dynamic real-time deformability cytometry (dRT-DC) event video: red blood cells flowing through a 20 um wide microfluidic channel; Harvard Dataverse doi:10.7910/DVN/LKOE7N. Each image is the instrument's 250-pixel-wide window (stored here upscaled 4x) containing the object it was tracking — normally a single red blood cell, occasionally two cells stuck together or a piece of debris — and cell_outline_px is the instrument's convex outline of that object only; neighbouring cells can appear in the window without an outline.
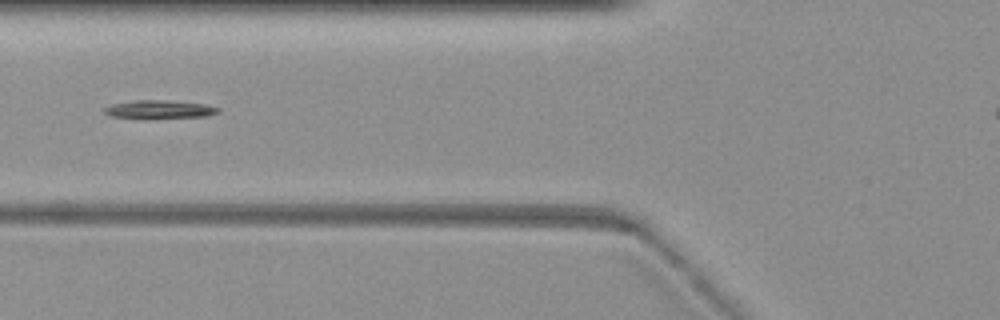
{"species": "common noctule bat (a hibernating species)", "species_latin": "Nyctalus noctula", "temperature_condition": "warm", "stored_images_in_passage": 29, "camera_frame_rate_fps": 3000, "um_per_image_px": 0.085, "animal": {"sex": "female", "body_mass_g": 19.3, "forearm_length_mm": 54.1}, "frame": {"image": 1, "passage_image": 2, "time_ms": 0.333, "image_size_px": [1000, 320], "cell_outline_px": [[220, 112], [208, 116], [148, 120], [144, 120], [112, 116], [104, 112], [104, 108], [116, 104], [136, 100], [160, 100], [204, 104], [220, 108]], "centroid_in_image_um": [13.59, 9.34], "position_along_channel_um": 112.2, "area_um2": 12.43}}
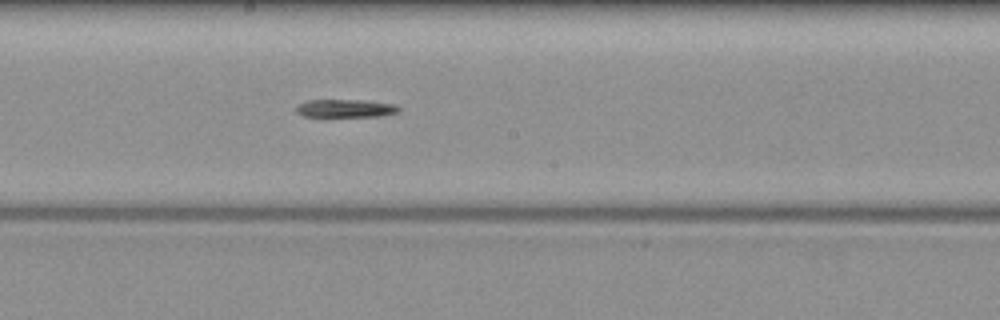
{"frame": {"image": 2, "passage_image": 13, "time_ms": 4.0, "image_size_px": [1000, 320], "cell_outline_px": [[400, 112], [384, 116], [300, 116], [296, 112], [296, 104], [308, 100], [360, 100], [392, 104], [400, 108]], "centroid_in_image_um": [29.33, 9.21], "position_along_channel_um": 218.9, "area_um2": 10.75}}
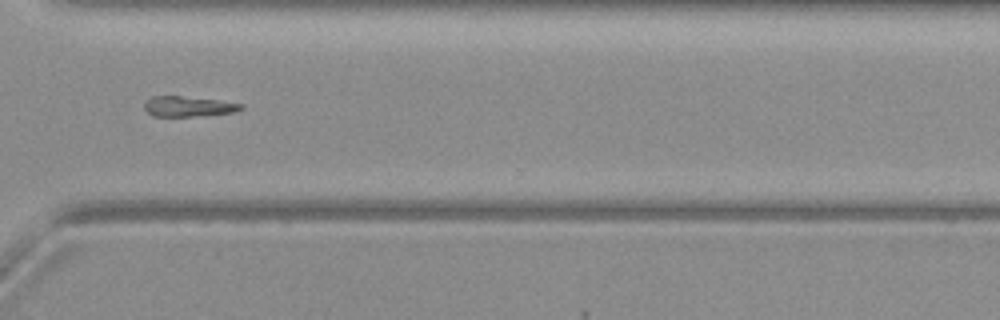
{"frame": {"image": 3, "passage_image": 27, "time_ms": 8.667, "image_size_px": [1000, 320], "cell_outline_px": [[244, 108], [236, 112], [192, 116], [152, 116], [144, 108], [144, 104], [152, 96], [180, 96], [216, 100], [244, 104]], "centroid_in_image_um": [16.02, 9.05], "position_along_channel_um": 354.6, "area_um2": 11.27}}